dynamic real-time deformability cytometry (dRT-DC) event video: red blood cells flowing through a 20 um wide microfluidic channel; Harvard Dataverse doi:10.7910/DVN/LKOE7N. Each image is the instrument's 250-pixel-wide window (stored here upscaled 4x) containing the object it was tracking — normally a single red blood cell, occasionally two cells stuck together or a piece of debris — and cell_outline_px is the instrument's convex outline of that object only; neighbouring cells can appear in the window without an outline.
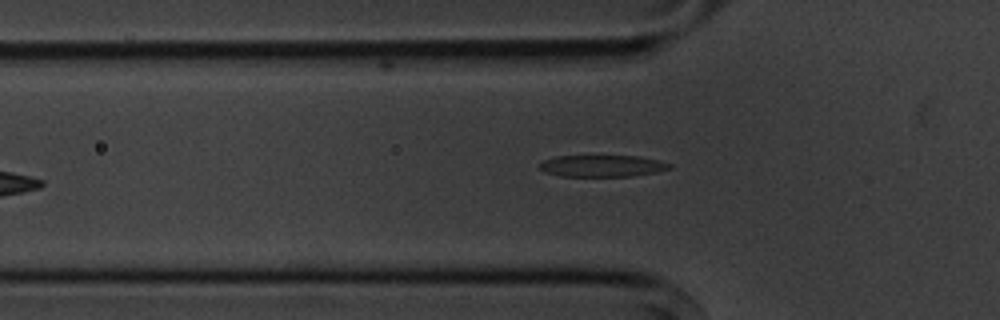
{"species": "common noctule bat (a hibernating species)", "species_latin": "Nyctalus noctula", "temperature_condition": "cold", "stored_images_in_passage": 7, "camera_frame_rate_fps": 3000, "um_per_image_px": 0.085, "animal": {"sex": "male", "body_mass_g": 20.1, "forearm_length_mm": 53.5}, "frame": {"image": 1, "passage_image": 7, "time_ms": 7.0, "image_size_px": [1000, 320], "cell_outline_px": [[672, 168], [656, 172], [632, 176], [560, 176], [544, 172], [536, 168], [536, 164], [544, 160], [556, 156], [640, 156], [660, 160], [672, 164]], "centroid_in_image_um": [51.15, 14.1], "position_along_channel_um": 74.6, "area_um2": 16.7}}